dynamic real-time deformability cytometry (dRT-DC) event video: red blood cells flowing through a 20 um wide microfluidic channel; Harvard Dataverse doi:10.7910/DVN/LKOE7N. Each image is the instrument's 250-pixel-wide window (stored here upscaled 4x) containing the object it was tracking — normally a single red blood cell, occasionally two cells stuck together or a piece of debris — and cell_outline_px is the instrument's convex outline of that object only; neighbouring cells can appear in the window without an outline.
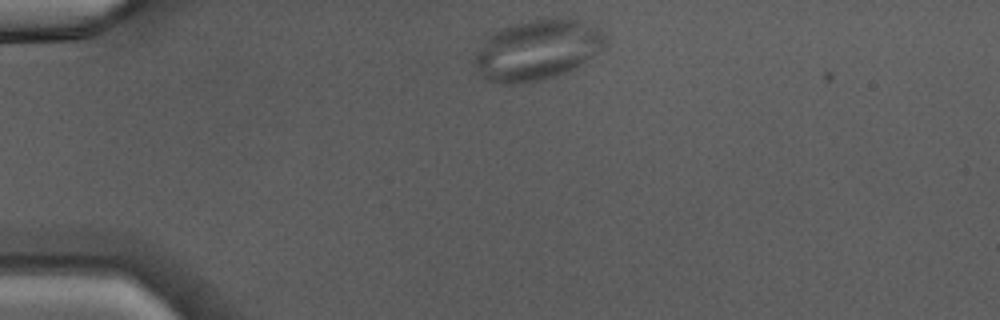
{"species": "Egyptian fruit bat (a non-hibernating species)", "species_latin": "Rousettus aegyptiacus", "temperature_condition": "warm", "stored_images_in_passage": 36, "camera_frame_rate_fps": 3000, "um_per_image_px": 0.085, "animal": {"sex": "male"}, "frame": {"image": 1, "passage_image": 1, "time_ms": 0.0, "image_size_px": [1000, 320], "cell_outline_px": [[608, 40], [596, 52], [576, 68], [544, 80], [524, 84], [500, 84], [484, 80], [480, 76], [472, 60], [476, 52], [484, 40], [492, 32], [508, 24], [528, 20], [560, 16], [568, 16], [596, 24], [604, 32]], "centroid_in_image_um": [45.65, 4.21], "position_along_channel_um": 39.4, "area_um2": 47.28}}
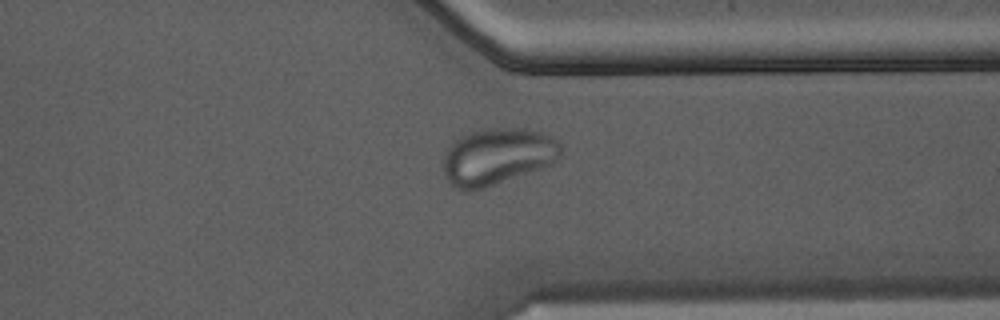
{"frame": {"image": 2, "passage_image": 26, "time_ms": 8.333, "image_size_px": [1000, 320], "cell_outline_px": [[564, 148], [560, 156], [552, 164], [484, 188], [472, 192], [468, 192], [456, 188], [444, 176], [440, 164], [448, 148], [460, 136], [480, 128], [524, 128], [548, 136], [556, 140]], "centroid_in_image_um": [42.23, 13.31], "position_along_channel_um": 369.2, "area_um2": 39.02}}